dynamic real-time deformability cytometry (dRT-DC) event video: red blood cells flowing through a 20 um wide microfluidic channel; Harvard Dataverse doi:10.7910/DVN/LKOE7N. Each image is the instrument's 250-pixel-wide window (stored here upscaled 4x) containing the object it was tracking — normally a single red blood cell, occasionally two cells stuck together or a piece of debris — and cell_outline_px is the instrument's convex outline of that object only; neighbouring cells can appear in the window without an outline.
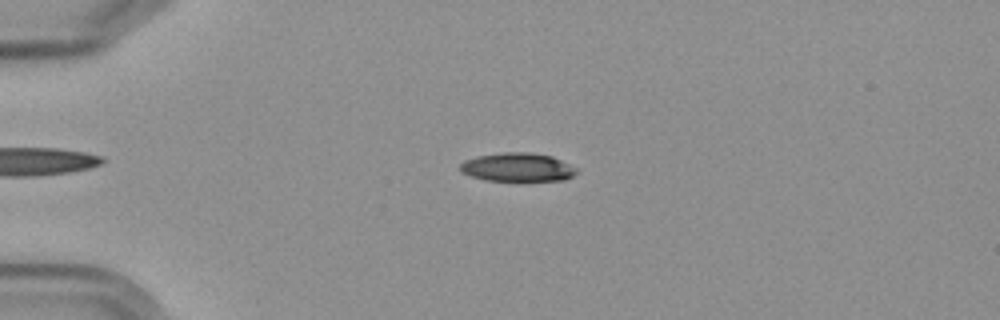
{"species": "Egyptian fruit bat (a non-hibernating species)", "species_latin": "Rousettus aegyptiacus", "temperature_condition": "cold", "stored_images_in_passage": 6, "camera_frame_rate_fps": 3000, "um_per_image_px": 0.085, "frame": {"image": 1, "passage_image": 5, "time_ms": 4.667, "image_size_px": [1000, 320], "cell_outline_px": [[576, 172], [572, 176], [564, 180], [524, 184], [484, 180], [460, 172], [460, 164], [464, 160], [476, 156], [504, 152], [528, 152], [552, 156], [576, 168]], "centroid_in_image_um": [43.98, 14.27], "position_along_channel_um": 41.0, "area_um2": 20.35}}